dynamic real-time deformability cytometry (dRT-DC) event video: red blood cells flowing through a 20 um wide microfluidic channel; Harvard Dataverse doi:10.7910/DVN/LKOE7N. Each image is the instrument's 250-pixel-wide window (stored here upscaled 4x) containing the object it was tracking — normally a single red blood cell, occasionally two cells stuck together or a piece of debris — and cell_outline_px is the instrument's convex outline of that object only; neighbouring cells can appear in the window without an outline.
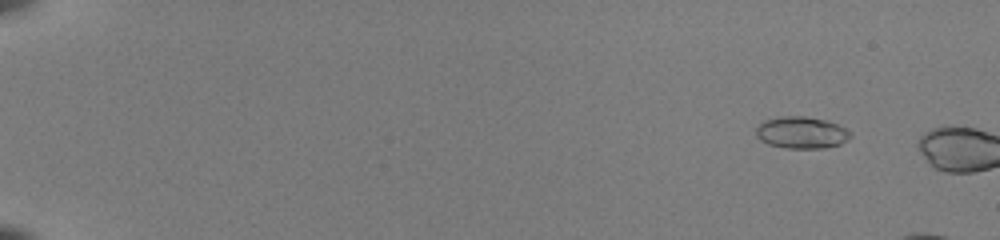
{"species": "common noctule bat (a hibernating species)", "species_latin": "Nyctalus noctula", "temperature_condition": "room temperature", "stored_images_in_passage": 9, "camera_frame_rate_fps": 3000, "um_per_image_px": 0.085, "animal": {"sex": "female", "body_mass_g": 22.0, "forearm_length_mm": 56.7}, "frame": {"image": 1, "passage_image": 7, "time_ms": 2.0, "image_size_px": [1000, 240], "cell_outline_px": [[852, 136], [848, 140], [840, 144], [824, 148], [788, 148], [768, 144], [760, 140], [756, 136], [756, 128], [764, 120], [780, 116], [804, 116], [828, 120], [852, 132]], "centroid_in_image_um": [68.14, 11.26], "position_along_channel_um": 16.9, "area_um2": 17.63}}